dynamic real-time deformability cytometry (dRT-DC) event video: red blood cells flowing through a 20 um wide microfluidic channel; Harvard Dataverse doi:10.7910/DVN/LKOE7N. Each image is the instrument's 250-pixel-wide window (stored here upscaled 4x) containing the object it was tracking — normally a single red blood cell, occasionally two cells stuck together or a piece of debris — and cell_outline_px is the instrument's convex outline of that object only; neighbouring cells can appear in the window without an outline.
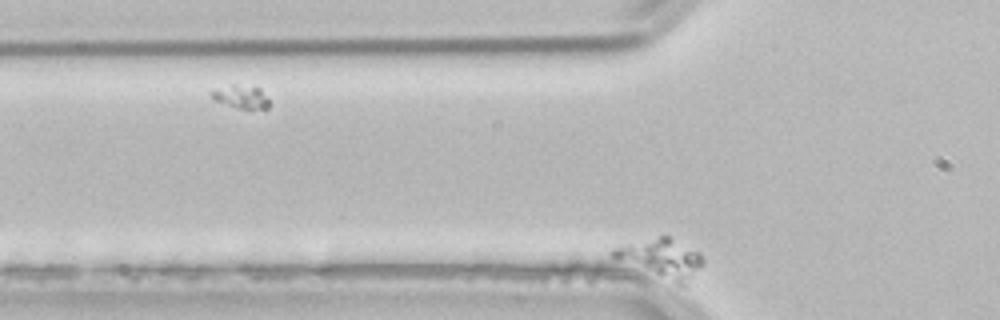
{"species": "common noctule bat (a hibernating species)", "species_latin": "Nyctalus noctula", "temperature_condition": "room temperature", "stored_images_in_passage": 6, "camera_frame_rate_fps": 3000, "um_per_image_px": 0.085, "animal": {"sex": "male", "body_mass_g": 21.5, "forearm_length_mm": 52.0}, "frame": {"image": 1, "passage_image": 6, "time_ms": 1.667, "image_size_px": [1000, 320], "cell_outline_px": [[704, 264], [684, 288], [612, 260], [608, 252], [612, 248], [660, 236], [668, 236], [700, 252], [704, 256]], "centroid_in_image_um": [56.19, 22.03], "position_along_channel_um": 69.6, "area_um2": 21.27}}